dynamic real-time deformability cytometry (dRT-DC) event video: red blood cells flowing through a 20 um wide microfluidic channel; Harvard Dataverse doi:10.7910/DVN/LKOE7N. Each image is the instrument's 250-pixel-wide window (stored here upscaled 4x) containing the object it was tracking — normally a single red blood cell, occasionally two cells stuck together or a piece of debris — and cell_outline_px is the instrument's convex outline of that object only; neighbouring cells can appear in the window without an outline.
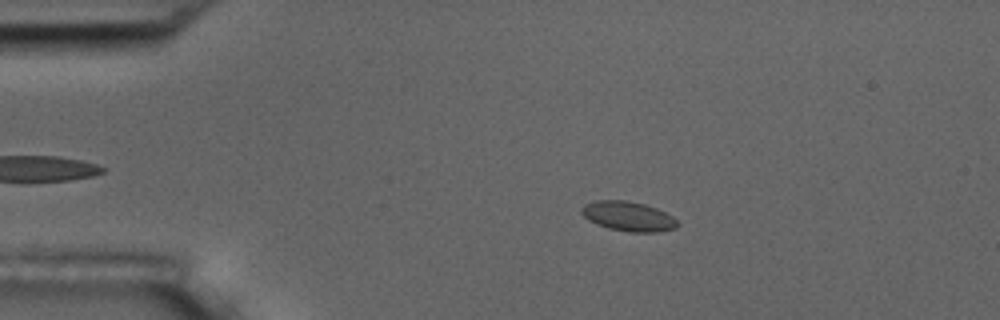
{"species": "common noctule bat (a hibernating species)", "species_latin": "Nyctalus noctula", "temperature_condition": "room temperature", "stored_images_in_passage": 48, "camera_frame_rate_fps": 3000, "um_per_image_px": 0.085, "animal": {"sex": "male", "body_mass_g": 17.5, "forearm_length_mm": 52.3}, "frame": {"image": 1, "passage_image": 11, "time_ms": 3.333, "image_size_px": [1000, 320], "cell_outline_px": [[680, 224], [676, 228], [656, 232], [628, 232], [608, 228], [596, 224], [588, 220], [580, 212], [580, 208], [584, 204], [596, 200], [628, 200], [644, 204], [656, 208], [672, 216]], "centroid_in_image_um": [53.37, 18.38], "position_along_channel_um": 31.6, "area_um2": 16.7}}
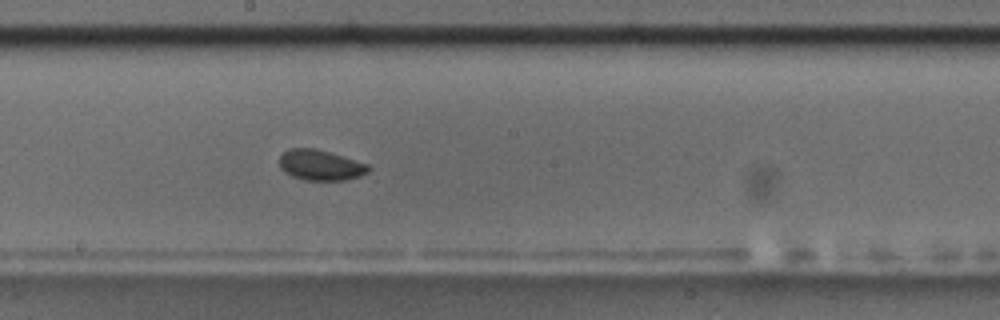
{"frame": {"image": 2, "passage_image": 31, "time_ms": 10.0, "image_size_px": [1000, 320], "cell_outline_px": [[372, 168], [368, 172], [360, 176], [344, 180], [304, 180], [292, 176], [284, 172], [280, 168], [280, 156], [288, 148], [316, 148], [368, 164]], "centroid_in_image_um": [27.24, 14.03], "position_along_channel_um": 221.0, "area_um2": 15.84}}
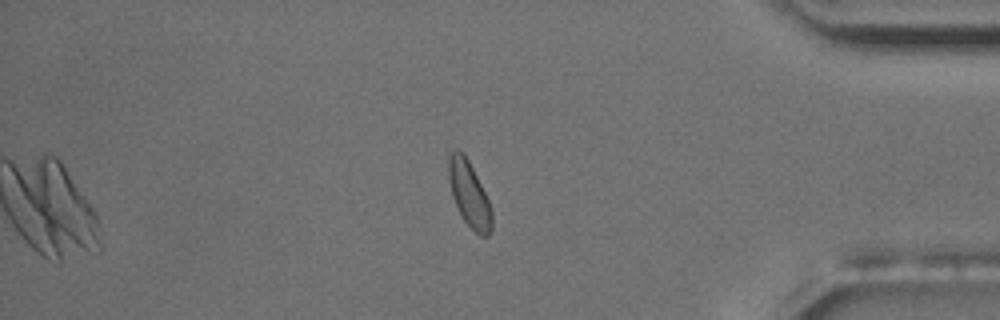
{"frame": {"image": 3, "passage_image": 48, "time_ms": 15.667, "image_size_px": [1000, 320], "cell_outline_px": [[492, 232], [488, 236], [480, 236], [464, 220], [452, 196], [448, 180], [448, 156], [456, 148], [464, 152], [488, 200], [492, 212]], "centroid_in_image_um": [39.87, 16.49], "position_along_channel_um": 395.3, "area_um2": 16.3}}